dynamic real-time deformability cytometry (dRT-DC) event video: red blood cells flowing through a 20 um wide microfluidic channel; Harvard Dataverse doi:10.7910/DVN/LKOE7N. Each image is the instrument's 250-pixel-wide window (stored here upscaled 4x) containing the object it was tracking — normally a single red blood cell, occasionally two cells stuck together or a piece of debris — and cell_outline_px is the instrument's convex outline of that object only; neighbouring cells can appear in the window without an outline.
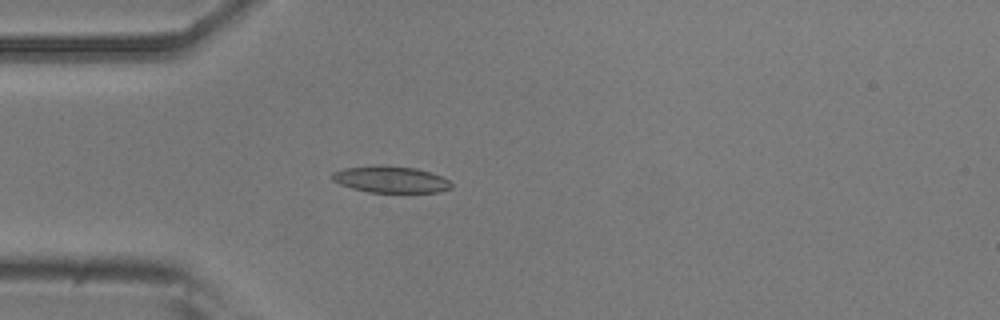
{"species": "common noctule bat (a hibernating species)", "species_latin": "Nyctalus noctula", "temperature_condition": "room temperature", "stored_images_in_passage": 33, "camera_frame_rate_fps": 3000, "um_per_image_px": 0.085, "animal": {"sex": "male", "body_mass_g": 20.5, "forearm_length_mm": 52.5}, "frame": {"image": 1, "passage_image": 13, "time_ms": 4.0, "image_size_px": [1000, 320], "cell_outline_px": [[452, 188], [440, 192], [368, 192], [352, 188], [340, 184], [332, 180], [332, 172], [344, 168], [372, 164], [380, 164], [416, 168], [432, 172], [448, 180], [452, 184]], "centroid_in_image_um": [33.19, 15.23], "position_along_channel_um": 51.8, "area_um2": 18.73}}
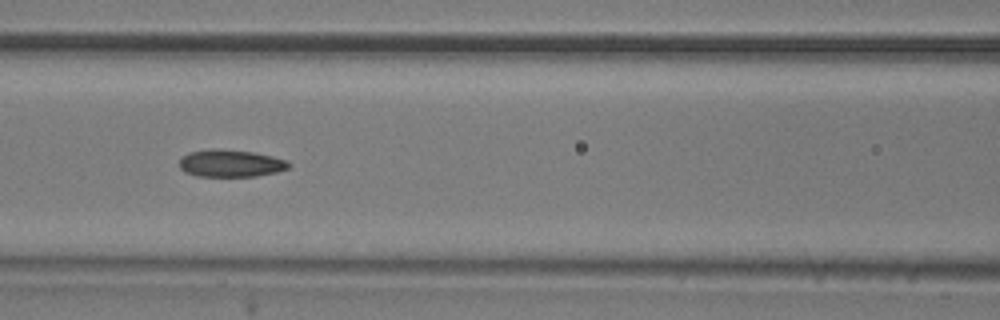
{"frame": {"image": 2, "passage_image": 21, "time_ms": 6.667, "image_size_px": [1000, 320], "cell_outline_px": [[292, 164], [288, 168], [276, 172], [256, 176], [196, 176], [184, 172], [180, 168], [180, 160], [188, 152], [212, 148], [252, 152], [272, 156], [288, 160]], "centroid_in_image_um": [19.61, 13.88], "position_along_channel_um": 147.0, "area_um2": 17.4}}
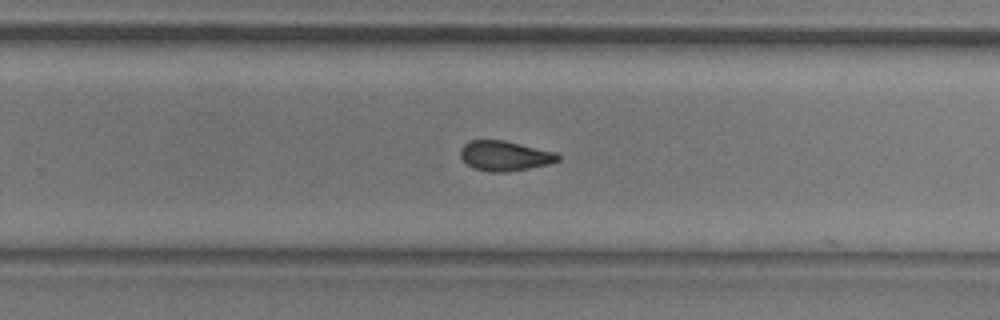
{"frame": {"image": 3, "passage_image": 32, "time_ms": 10.333, "image_size_px": [1000, 320], "cell_outline_px": [[560, 160], [548, 164], [528, 168], [504, 172], [488, 172], [472, 168], [460, 156], [460, 148], [468, 140], [504, 140], [556, 152], [560, 156]], "centroid_in_image_um": [42.88, 13.24], "position_along_channel_um": 286.9, "area_um2": 17.05}}